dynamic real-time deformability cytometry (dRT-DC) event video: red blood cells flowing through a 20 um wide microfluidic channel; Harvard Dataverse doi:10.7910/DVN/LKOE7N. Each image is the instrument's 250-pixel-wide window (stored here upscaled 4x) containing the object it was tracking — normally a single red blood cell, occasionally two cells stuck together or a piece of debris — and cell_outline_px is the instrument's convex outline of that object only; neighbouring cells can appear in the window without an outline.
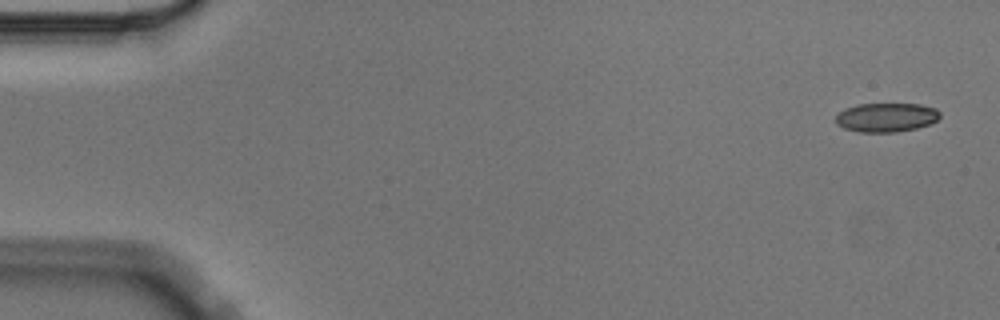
{"species": "Egyptian fruit bat (a non-hibernating species)", "species_latin": "Rousettus aegyptiacus", "temperature_condition": "cold", "stored_images_in_passage": 5, "segment_of_instrument_passage": [1, 2], "camera_frame_rate_fps": 3000, "um_per_image_px": 0.085, "animal": {"sex": "male"}, "frame": {"image": 1, "passage_image": 1, "time_ms": 0.0, "image_size_px": [1000, 320], "cell_outline_px": [[940, 116], [936, 120], [928, 124], [916, 128], [896, 132], [860, 132], [844, 128], [836, 124], [836, 116], [844, 108], [856, 104], [920, 104], [936, 108], [940, 112]], "centroid_in_image_um": [75.32, 9.97], "position_along_channel_um": 9.7, "area_um2": 17.63}}